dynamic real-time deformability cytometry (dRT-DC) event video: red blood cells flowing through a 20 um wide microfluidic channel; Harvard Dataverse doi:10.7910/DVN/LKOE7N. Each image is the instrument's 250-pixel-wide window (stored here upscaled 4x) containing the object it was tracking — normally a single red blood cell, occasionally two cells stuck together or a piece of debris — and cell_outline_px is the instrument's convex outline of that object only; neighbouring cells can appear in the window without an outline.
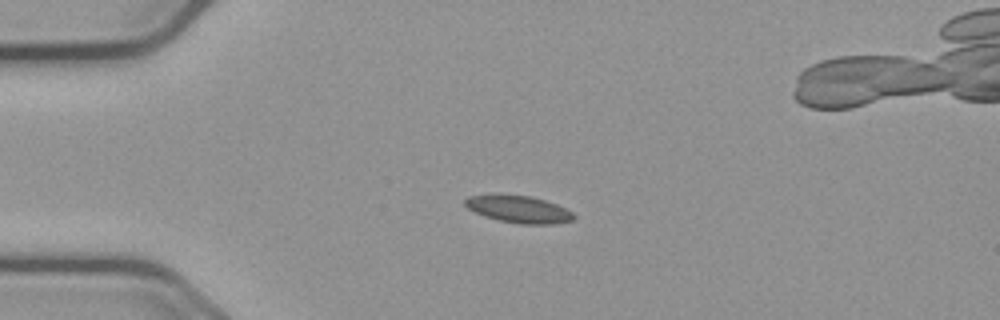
{"species": "common noctule bat (a hibernating species)", "species_latin": "Nyctalus noctula", "temperature_condition": "cold", "stored_images_in_passage": 40, "camera_frame_rate_fps": 3000, "um_per_image_px": 0.085, "animal": {"sex": "male", "body_mass_g": 23.1, "forearm_length_mm": 52.7}, "frame": {"image": 1, "passage_image": 6, "time_ms": 1.667, "image_size_px": [1000, 320], "cell_outline_px": [[576, 216], [572, 220], [556, 224], [516, 224], [484, 216], [468, 208], [464, 204], [464, 200], [468, 196], [528, 196], [544, 200], [556, 204], [572, 212]], "centroid_in_image_um": [44.13, 17.82], "position_along_channel_um": 40.9, "area_um2": 16.7}}
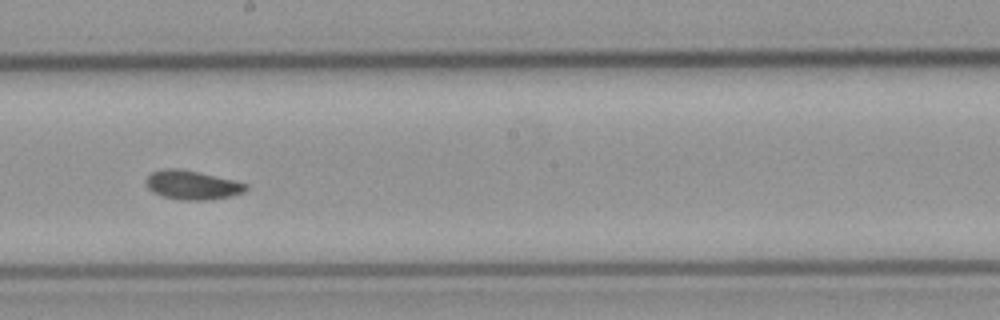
{"frame": {"image": 2, "passage_image": 24, "time_ms": 7.667, "image_size_px": [1000, 320], "cell_outline_px": [[248, 188], [244, 192], [232, 196], [212, 200], [180, 200], [160, 196], [152, 192], [144, 184], [144, 180], [152, 172], [164, 168], [176, 168], [196, 172], [232, 180], [248, 184]], "centroid_in_image_um": [16.29, 15.75], "position_along_channel_um": 231.9, "area_um2": 16.99}}
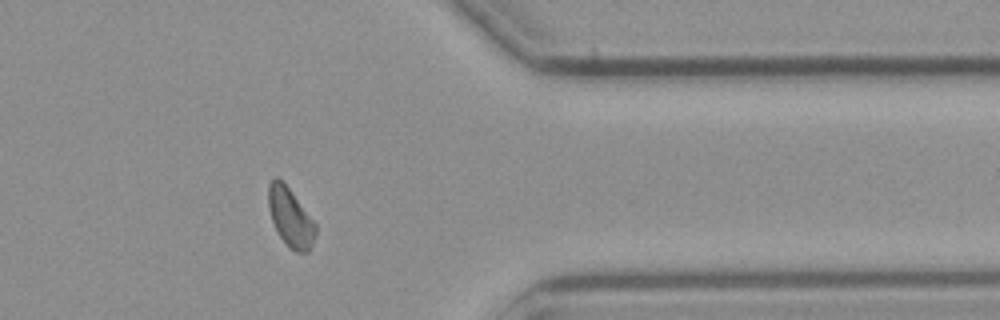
{"frame": {"image": 3, "passage_image": 38, "time_ms": 12.333, "image_size_px": [1000, 320], "cell_outline_px": [[316, 232], [312, 244], [308, 252], [296, 252], [288, 248], [280, 236], [272, 220], [268, 208], [268, 184], [276, 176], [288, 188], [316, 224]], "centroid_in_image_um": [24.67, 18.51], "position_along_channel_um": 386.7, "area_um2": 15.84}, "authors_computed_cell_mechanics": {"area_um2": 16.6175, "velocity_mm_per_s": 3.6515, "shape_relaxation_time_tau1_ms": 5.251, "shape_relaxation_time_tau2_ms": null, "deformation_change_tau1": 0.099, "deformation_change_tau2": null}}